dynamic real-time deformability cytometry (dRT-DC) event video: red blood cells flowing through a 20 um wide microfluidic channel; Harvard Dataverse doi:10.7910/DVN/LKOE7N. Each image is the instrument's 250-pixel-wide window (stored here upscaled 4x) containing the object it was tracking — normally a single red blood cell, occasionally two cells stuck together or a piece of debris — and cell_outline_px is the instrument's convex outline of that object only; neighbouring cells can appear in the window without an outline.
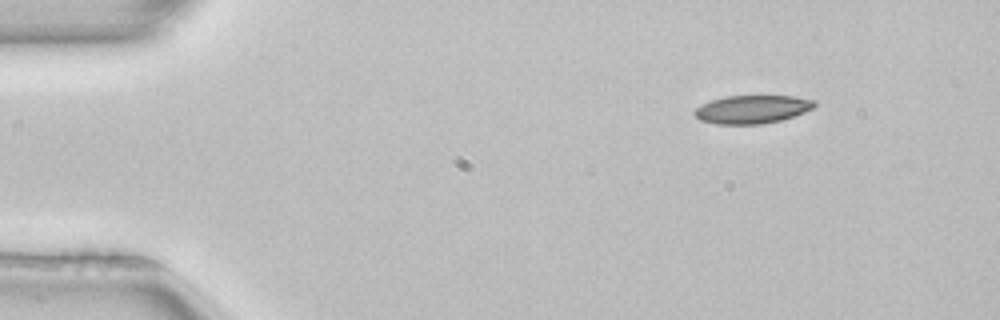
{"species": "common noctule bat (a hibernating species)", "species_latin": "Nyctalus noctula", "temperature_condition": "room temperature", "stored_images_in_passage": 3, "camera_frame_rate_fps": 3000, "um_per_image_px": 0.085, "animal": {"sex": "female", "body_mass_g": 22.7, "forearm_length_mm": 54.2}, "frame": {"image": 1, "passage_image": 1, "time_ms": 0.0, "image_size_px": [1000, 320], "cell_outline_px": [[816, 104], [812, 108], [804, 112], [780, 120], [764, 124], [716, 124], [700, 120], [692, 112], [700, 104], [724, 96], [792, 96], [816, 100]], "centroid_in_image_um": [63.9, 9.29], "position_along_channel_um": 21.1, "area_um2": 19.71}}
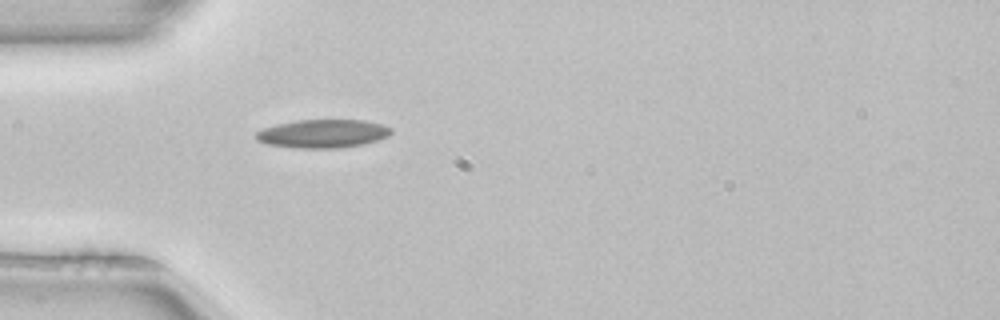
{"frame": {"image": 2, "passage_image": 3, "time_ms": 0.667, "image_size_px": [1000, 320], "cell_outline_px": [[392, 132], [388, 136], [364, 144], [336, 148], [296, 148], [268, 144], [256, 140], [256, 132], [264, 128], [276, 124], [296, 120], [364, 120], [380, 124], [392, 128]], "centroid_in_image_um": [27.43, 11.36], "position_along_channel_um": 57.6, "area_um2": 22.25}}